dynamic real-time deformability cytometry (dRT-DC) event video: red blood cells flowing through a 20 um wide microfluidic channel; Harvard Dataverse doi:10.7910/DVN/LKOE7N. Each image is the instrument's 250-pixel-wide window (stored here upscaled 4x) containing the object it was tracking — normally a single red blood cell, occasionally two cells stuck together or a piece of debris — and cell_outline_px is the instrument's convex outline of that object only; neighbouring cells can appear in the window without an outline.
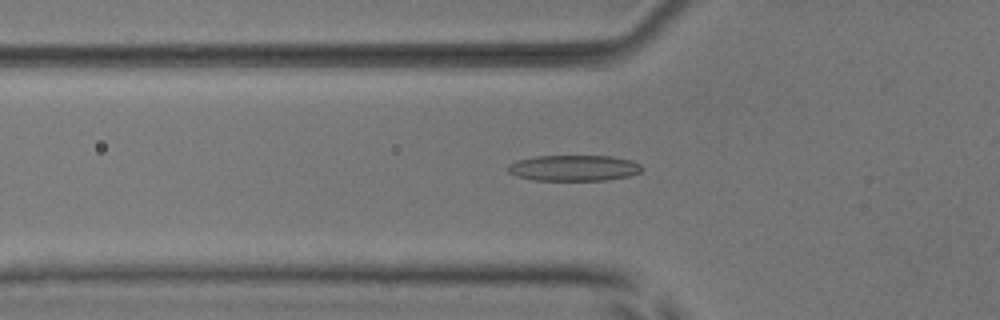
{"species": "common noctule bat (a hibernating species)", "species_latin": "Nyctalus noctula", "temperature_condition": "room temperature", "stored_images_in_passage": 33, "camera_frame_rate_fps": 3000, "um_per_image_px": 0.085, "animal": {"sex": "male", "body_mass_g": 17.9, "forearm_length_mm": 54.2}, "frame": {"image": 1, "passage_image": 3, "time_ms": 0.667, "image_size_px": [1000, 320], "cell_outline_px": [[640, 172], [628, 176], [604, 180], [532, 180], [516, 176], [508, 172], [508, 164], [516, 160], [536, 156], [608, 156], [632, 160], [640, 164]], "centroid_in_image_um": [48.72, 14.28], "position_along_channel_um": 77.1, "area_um2": 20.11}}
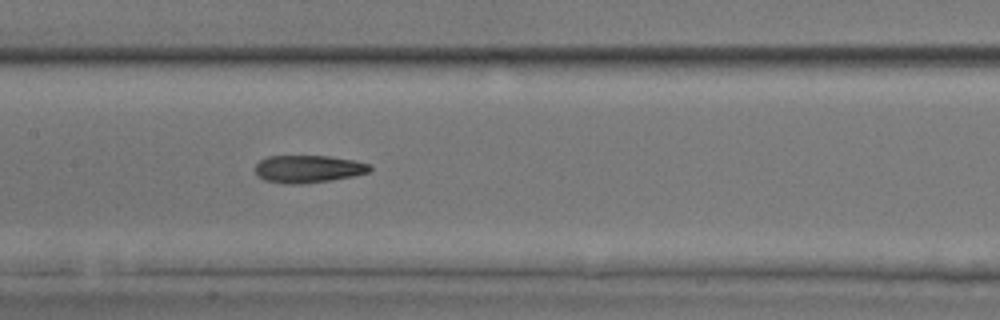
{"frame": {"image": 2, "passage_image": 11, "time_ms": 3.333, "image_size_px": [1000, 320], "cell_outline_px": [[372, 168], [368, 172], [352, 176], [332, 180], [300, 184], [288, 184], [264, 180], [256, 172], [256, 164], [260, 160], [268, 156], [328, 156], [356, 160], [368, 164]], "centroid_in_image_um": [26.2, 14.35], "position_along_channel_um": 181.2, "area_um2": 18.26}}
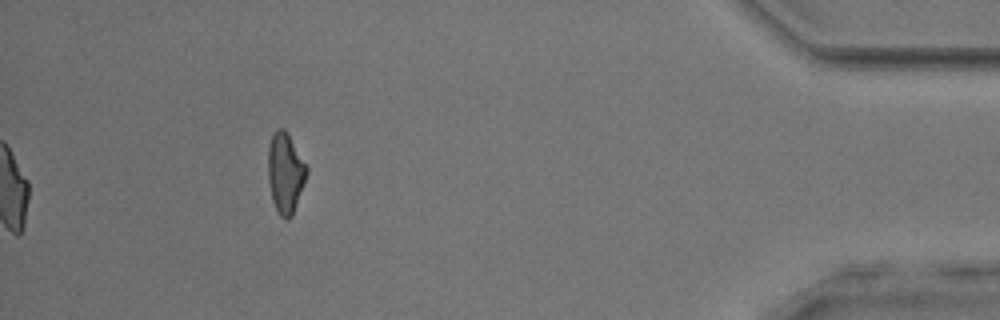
{"frame": {"image": 3, "passage_image": 33, "time_ms": 10.667, "image_size_px": [1000, 320], "cell_outline_px": [[308, 172], [292, 216], [288, 220], [284, 220], [280, 216], [272, 200], [268, 180], [268, 144], [276, 128], [284, 128], [308, 168]], "centroid_in_image_um": [24.24, 14.71], "position_along_channel_um": 411.0, "area_um2": 17.98}, "authors_computed_cell_mechanics": {"area_um2": 18.6116, "velocity_mm_per_s": 3.8923, "shape_relaxation_time_tau1_ms": 10.0197, "shape_relaxation_time_tau2_ms": 4.0038, "deformation_change_tau1": 0.2604, "deformation_change_tau2": 0.146}}